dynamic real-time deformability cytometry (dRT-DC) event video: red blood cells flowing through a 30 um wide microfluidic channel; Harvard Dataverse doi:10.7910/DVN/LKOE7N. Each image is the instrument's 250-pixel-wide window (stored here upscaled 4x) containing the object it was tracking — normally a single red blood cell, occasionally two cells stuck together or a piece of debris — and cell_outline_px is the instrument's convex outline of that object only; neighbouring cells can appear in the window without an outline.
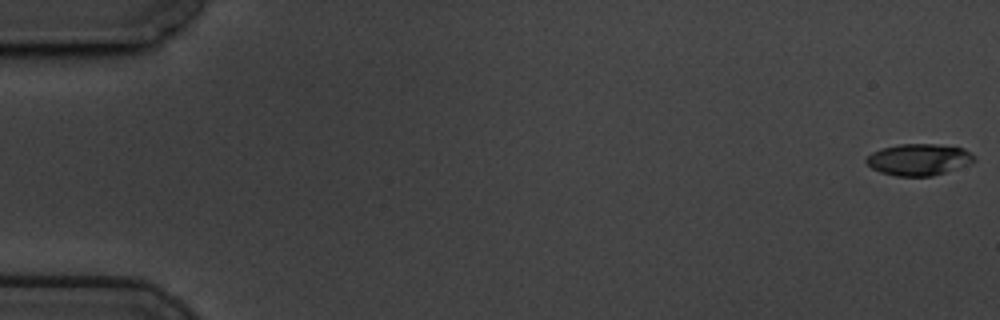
{"species": "common noctule bat (a hibernating species)", "species_latin": "Nyctalus noctula", "temperature_condition": "cold", "stored_images_in_passage": 59, "camera_frame_rate_fps": 3000, "um_per_image_px": 0.085, "animal": {"sex": "male", "body_mass_g": 19.5, "forearm_length_mm": 54.6}, "frame": {"image": 1, "passage_image": 1, "time_ms": 0.0, "image_size_px": [1000, 320], "cell_outline_px": [[976, 160], [972, 164], [932, 176], [896, 176], [880, 172], [872, 168], [864, 160], [872, 152], [884, 148], [900, 144], [936, 144], [964, 148], [976, 156]], "centroid_in_image_um": [78.15, 13.57], "position_along_channel_um": 6.9, "area_um2": 19.94}}
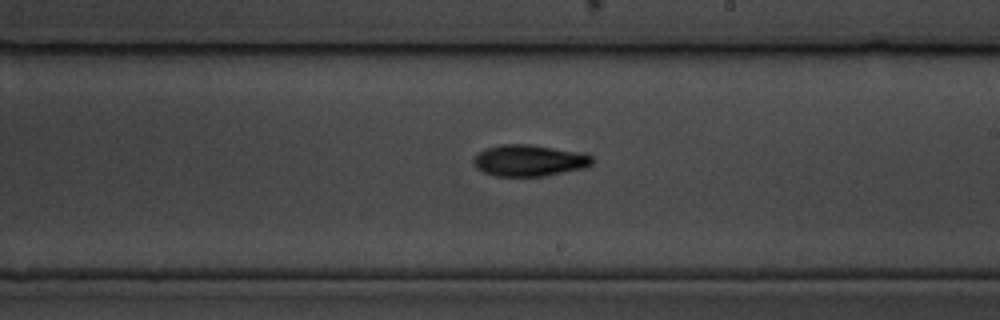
{"frame": {"image": 2, "passage_image": 35, "time_ms": 11.333, "image_size_px": [1000, 320], "cell_outline_px": [[592, 164], [584, 168], [544, 176], [496, 176], [484, 172], [476, 168], [472, 164], [472, 160], [484, 148], [500, 144], [528, 144], [576, 152], [592, 156]], "centroid_in_image_um": [44.92, 13.65], "position_along_channel_um": 244.1, "area_um2": 21.56}}
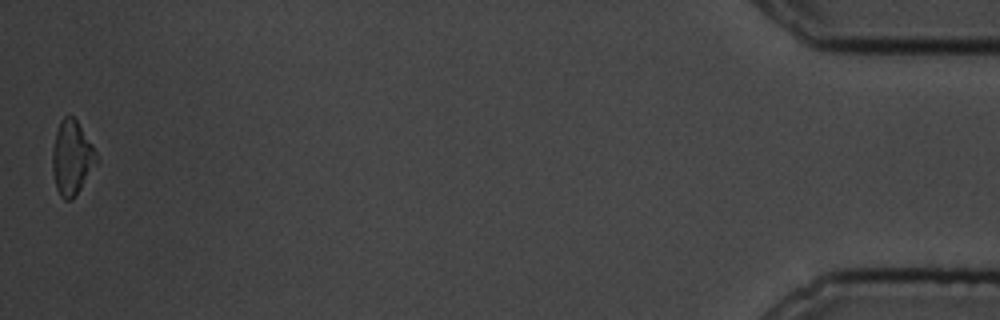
{"frame": {"image": 3, "passage_image": 59, "time_ms": 19.333, "image_size_px": [1000, 320], "cell_outline_px": [[100, 160], [72, 200], [64, 200], [60, 196], [56, 188], [52, 172], [52, 152], [56, 132], [60, 120], [68, 112], [76, 120], [100, 156]], "centroid_in_image_um": [6.12, 13.41], "position_along_channel_um": 429.1, "area_um2": 19.36}, "authors_computed_cell_mechanics": {"area_um2": 20.23, "velocity_mm_per_s": 3.4218, "shape_relaxation_time_tau1_ms": 3.1312, "shape_relaxation_time_tau2_ms": null, "deformation_change_tau1": 0.1257, "deformation_change_tau2": null}}